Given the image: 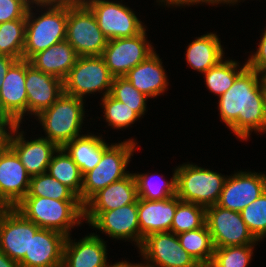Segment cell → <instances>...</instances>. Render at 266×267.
<instances>
[{
    "label": "cell",
    "instance_id": "7dc6e473",
    "mask_svg": "<svg viewBox=\"0 0 266 267\" xmlns=\"http://www.w3.org/2000/svg\"><path fill=\"white\" fill-rule=\"evenodd\" d=\"M114 267H134V264H131L130 262H127V261H121V262L115 263Z\"/></svg>",
    "mask_w": 266,
    "mask_h": 267
},
{
    "label": "cell",
    "instance_id": "4fadbf2b",
    "mask_svg": "<svg viewBox=\"0 0 266 267\" xmlns=\"http://www.w3.org/2000/svg\"><path fill=\"white\" fill-rule=\"evenodd\" d=\"M40 227L27 220L15 208L0 212V251L19 263L29 254L31 235Z\"/></svg>",
    "mask_w": 266,
    "mask_h": 267
},
{
    "label": "cell",
    "instance_id": "9c48e42d",
    "mask_svg": "<svg viewBox=\"0 0 266 267\" xmlns=\"http://www.w3.org/2000/svg\"><path fill=\"white\" fill-rule=\"evenodd\" d=\"M94 13L98 26L108 40L133 37L145 27L135 13L122 3L108 0H82Z\"/></svg>",
    "mask_w": 266,
    "mask_h": 267
},
{
    "label": "cell",
    "instance_id": "7a4b0ae2",
    "mask_svg": "<svg viewBox=\"0 0 266 267\" xmlns=\"http://www.w3.org/2000/svg\"><path fill=\"white\" fill-rule=\"evenodd\" d=\"M14 208L38 227L55 230L65 236H70L71 228L84 220V205L80 200L24 197Z\"/></svg>",
    "mask_w": 266,
    "mask_h": 267
},
{
    "label": "cell",
    "instance_id": "60d3db41",
    "mask_svg": "<svg viewBox=\"0 0 266 267\" xmlns=\"http://www.w3.org/2000/svg\"><path fill=\"white\" fill-rule=\"evenodd\" d=\"M157 2H162L164 3V5H168V6H185V5H194V4H199V3H208V4H221V3H226V0H158ZM166 3V4H165Z\"/></svg>",
    "mask_w": 266,
    "mask_h": 267
},
{
    "label": "cell",
    "instance_id": "7c38bea8",
    "mask_svg": "<svg viewBox=\"0 0 266 267\" xmlns=\"http://www.w3.org/2000/svg\"><path fill=\"white\" fill-rule=\"evenodd\" d=\"M146 39L145 28L136 36L107 41L101 56L114 77H123L154 52L153 46Z\"/></svg>",
    "mask_w": 266,
    "mask_h": 267
},
{
    "label": "cell",
    "instance_id": "1f68e13d",
    "mask_svg": "<svg viewBox=\"0 0 266 267\" xmlns=\"http://www.w3.org/2000/svg\"><path fill=\"white\" fill-rule=\"evenodd\" d=\"M25 197H44L56 200H79L66 185L53 178L48 172L32 176Z\"/></svg>",
    "mask_w": 266,
    "mask_h": 267
},
{
    "label": "cell",
    "instance_id": "816d5d0a",
    "mask_svg": "<svg viewBox=\"0 0 266 267\" xmlns=\"http://www.w3.org/2000/svg\"><path fill=\"white\" fill-rule=\"evenodd\" d=\"M199 267H212L211 265H200Z\"/></svg>",
    "mask_w": 266,
    "mask_h": 267
},
{
    "label": "cell",
    "instance_id": "52a82bcc",
    "mask_svg": "<svg viewBox=\"0 0 266 267\" xmlns=\"http://www.w3.org/2000/svg\"><path fill=\"white\" fill-rule=\"evenodd\" d=\"M66 41L80 56H101L108 39L83 1H68Z\"/></svg>",
    "mask_w": 266,
    "mask_h": 267
},
{
    "label": "cell",
    "instance_id": "ffe728a7",
    "mask_svg": "<svg viewBox=\"0 0 266 267\" xmlns=\"http://www.w3.org/2000/svg\"><path fill=\"white\" fill-rule=\"evenodd\" d=\"M65 240L61 232L40 228L31 235L29 254L18 263L19 267H62Z\"/></svg>",
    "mask_w": 266,
    "mask_h": 267
},
{
    "label": "cell",
    "instance_id": "83f0119b",
    "mask_svg": "<svg viewBox=\"0 0 266 267\" xmlns=\"http://www.w3.org/2000/svg\"><path fill=\"white\" fill-rule=\"evenodd\" d=\"M47 172L70 188L78 197L81 195L83 176L77 164L62 147L52 156Z\"/></svg>",
    "mask_w": 266,
    "mask_h": 267
},
{
    "label": "cell",
    "instance_id": "7402d4cb",
    "mask_svg": "<svg viewBox=\"0 0 266 267\" xmlns=\"http://www.w3.org/2000/svg\"><path fill=\"white\" fill-rule=\"evenodd\" d=\"M66 236L62 267H114L107 263L106 242L95 233L72 242Z\"/></svg>",
    "mask_w": 266,
    "mask_h": 267
},
{
    "label": "cell",
    "instance_id": "2e32d148",
    "mask_svg": "<svg viewBox=\"0 0 266 267\" xmlns=\"http://www.w3.org/2000/svg\"><path fill=\"white\" fill-rule=\"evenodd\" d=\"M18 129L20 124H14L9 131L7 145L16 153L31 177L47 172L51 158L59 147L43 136L26 141L24 132H18Z\"/></svg>",
    "mask_w": 266,
    "mask_h": 267
},
{
    "label": "cell",
    "instance_id": "74e56055",
    "mask_svg": "<svg viewBox=\"0 0 266 267\" xmlns=\"http://www.w3.org/2000/svg\"><path fill=\"white\" fill-rule=\"evenodd\" d=\"M240 213L248 230L257 241L266 237V190Z\"/></svg>",
    "mask_w": 266,
    "mask_h": 267
},
{
    "label": "cell",
    "instance_id": "ac0fdd59",
    "mask_svg": "<svg viewBox=\"0 0 266 267\" xmlns=\"http://www.w3.org/2000/svg\"><path fill=\"white\" fill-rule=\"evenodd\" d=\"M30 179L16 153L6 145L0 151V199L14 208L27 195Z\"/></svg>",
    "mask_w": 266,
    "mask_h": 267
},
{
    "label": "cell",
    "instance_id": "6da1fadb",
    "mask_svg": "<svg viewBox=\"0 0 266 267\" xmlns=\"http://www.w3.org/2000/svg\"><path fill=\"white\" fill-rule=\"evenodd\" d=\"M262 91L256 71L247 67L219 98L220 118L240 140L265 132Z\"/></svg>",
    "mask_w": 266,
    "mask_h": 267
},
{
    "label": "cell",
    "instance_id": "4dcf8cb0",
    "mask_svg": "<svg viewBox=\"0 0 266 267\" xmlns=\"http://www.w3.org/2000/svg\"><path fill=\"white\" fill-rule=\"evenodd\" d=\"M26 19L0 23V54L23 59Z\"/></svg>",
    "mask_w": 266,
    "mask_h": 267
},
{
    "label": "cell",
    "instance_id": "681fc988",
    "mask_svg": "<svg viewBox=\"0 0 266 267\" xmlns=\"http://www.w3.org/2000/svg\"><path fill=\"white\" fill-rule=\"evenodd\" d=\"M9 208L1 199H0V212Z\"/></svg>",
    "mask_w": 266,
    "mask_h": 267
},
{
    "label": "cell",
    "instance_id": "d6a6232c",
    "mask_svg": "<svg viewBox=\"0 0 266 267\" xmlns=\"http://www.w3.org/2000/svg\"><path fill=\"white\" fill-rule=\"evenodd\" d=\"M206 224V207L181 201L175 210L171 232L179 234L203 227Z\"/></svg>",
    "mask_w": 266,
    "mask_h": 267
},
{
    "label": "cell",
    "instance_id": "f1b7e54d",
    "mask_svg": "<svg viewBox=\"0 0 266 267\" xmlns=\"http://www.w3.org/2000/svg\"><path fill=\"white\" fill-rule=\"evenodd\" d=\"M177 237L183 249L199 265H210L214 254V246L207 224L196 230L179 233Z\"/></svg>",
    "mask_w": 266,
    "mask_h": 267
},
{
    "label": "cell",
    "instance_id": "d590c367",
    "mask_svg": "<svg viewBox=\"0 0 266 267\" xmlns=\"http://www.w3.org/2000/svg\"><path fill=\"white\" fill-rule=\"evenodd\" d=\"M102 107L104 108V116L108 126H111L115 129H121L128 127L139 120L140 116L125 103H122L110 94L102 97Z\"/></svg>",
    "mask_w": 266,
    "mask_h": 267
},
{
    "label": "cell",
    "instance_id": "cb8c5ba5",
    "mask_svg": "<svg viewBox=\"0 0 266 267\" xmlns=\"http://www.w3.org/2000/svg\"><path fill=\"white\" fill-rule=\"evenodd\" d=\"M161 60L156 51H154L123 77L147 97H156L164 93L168 86L167 76Z\"/></svg>",
    "mask_w": 266,
    "mask_h": 267
},
{
    "label": "cell",
    "instance_id": "836d02e7",
    "mask_svg": "<svg viewBox=\"0 0 266 267\" xmlns=\"http://www.w3.org/2000/svg\"><path fill=\"white\" fill-rule=\"evenodd\" d=\"M137 184V195L145 200H164L176 196V169L172 175L171 181H165L163 184L155 181L153 175L133 173ZM156 180V179H155ZM158 184H157V183Z\"/></svg>",
    "mask_w": 266,
    "mask_h": 267
},
{
    "label": "cell",
    "instance_id": "e575fe53",
    "mask_svg": "<svg viewBox=\"0 0 266 267\" xmlns=\"http://www.w3.org/2000/svg\"><path fill=\"white\" fill-rule=\"evenodd\" d=\"M110 95L132 108L140 117L145 114L148 97L138 91L125 77H114Z\"/></svg>",
    "mask_w": 266,
    "mask_h": 267
},
{
    "label": "cell",
    "instance_id": "44dd1931",
    "mask_svg": "<svg viewBox=\"0 0 266 267\" xmlns=\"http://www.w3.org/2000/svg\"><path fill=\"white\" fill-rule=\"evenodd\" d=\"M181 200L173 196L164 200L137 199L140 246L153 233L171 232V224Z\"/></svg>",
    "mask_w": 266,
    "mask_h": 267
},
{
    "label": "cell",
    "instance_id": "8d00e7d4",
    "mask_svg": "<svg viewBox=\"0 0 266 267\" xmlns=\"http://www.w3.org/2000/svg\"><path fill=\"white\" fill-rule=\"evenodd\" d=\"M255 245L214 248L212 267H247L252 259Z\"/></svg>",
    "mask_w": 266,
    "mask_h": 267
},
{
    "label": "cell",
    "instance_id": "5b68a950",
    "mask_svg": "<svg viewBox=\"0 0 266 267\" xmlns=\"http://www.w3.org/2000/svg\"><path fill=\"white\" fill-rule=\"evenodd\" d=\"M136 144L134 139H129L111 144L103 152L100 162L83 176L81 195L78 197L83 205L99 190L130 174L125 170L131 161Z\"/></svg>",
    "mask_w": 266,
    "mask_h": 267
},
{
    "label": "cell",
    "instance_id": "ee69618b",
    "mask_svg": "<svg viewBox=\"0 0 266 267\" xmlns=\"http://www.w3.org/2000/svg\"><path fill=\"white\" fill-rule=\"evenodd\" d=\"M0 267H19V264L0 251Z\"/></svg>",
    "mask_w": 266,
    "mask_h": 267
},
{
    "label": "cell",
    "instance_id": "bcb514c9",
    "mask_svg": "<svg viewBox=\"0 0 266 267\" xmlns=\"http://www.w3.org/2000/svg\"><path fill=\"white\" fill-rule=\"evenodd\" d=\"M29 5L59 4L67 0H25Z\"/></svg>",
    "mask_w": 266,
    "mask_h": 267
},
{
    "label": "cell",
    "instance_id": "f5cc1de1",
    "mask_svg": "<svg viewBox=\"0 0 266 267\" xmlns=\"http://www.w3.org/2000/svg\"><path fill=\"white\" fill-rule=\"evenodd\" d=\"M134 267H143V266H141V265L138 263V264H134Z\"/></svg>",
    "mask_w": 266,
    "mask_h": 267
},
{
    "label": "cell",
    "instance_id": "5bb4252c",
    "mask_svg": "<svg viewBox=\"0 0 266 267\" xmlns=\"http://www.w3.org/2000/svg\"><path fill=\"white\" fill-rule=\"evenodd\" d=\"M93 228L100 230L109 237L126 239L136 242L140 247V229L138 222L137 200L129 205L102 213H84Z\"/></svg>",
    "mask_w": 266,
    "mask_h": 267
},
{
    "label": "cell",
    "instance_id": "3957f363",
    "mask_svg": "<svg viewBox=\"0 0 266 267\" xmlns=\"http://www.w3.org/2000/svg\"><path fill=\"white\" fill-rule=\"evenodd\" d=\"M38 6L42 9L46 7L48 10L46 9L45 13L36 17L32 8ZM36 7L29 5L26 13L23 59L28 61L35 54L66 40L68 1Z\"/></svg>",
    "mask_w": 266,
    "mask_h": 267
},
{
    "label": "cell",
    "instance_id": "f6af8a7d",
    "mask_svg": "<svg viewBox=\"0 0 266 267\" xmlns=\"http://www.w3.org/2000/svg\"><path fill=\"white\" fill-rule=\"evenodd\" d=\"M256 73L258 76L260 87L262 88V90H266V67L259 68Z\"/></svg>",
    "mask_w": 266,
    "mask_h": 267
},
{
    "label": "cell",
    "instance_id": "c3c4849f",
    "mask_svg": "<svg viewBox=\"0 0 266 267\" xmlns=\"http://www.w3.org/2000/svg\"><path fill=\"white\" fill-rule=\"evenodd\" d=\"M263 97V107H264V116H265V131H266V90L262 91Z\"/></svg>",
    "mask_w": 266,
    "mask_h": 267
},
{
    "label": "cell",
    "instance_id": "484cf974",
    "mask_svg": "<svg viewBox=\"0 0 266 267\" xmlns=\"http://www.w3.org/2000/svg\"><path fill=\"white\" fill-rule=\"evenodd\" d=\"M101 137L82 134L62 147L77 164L82 176L100 162L103 152L110 146Z\"/></svg>",
    "mask_w": 266,
    "mask_h": 267
},
{
    "label": "cell",
    "instance_id": "b9f144b4",
    "mask_svg": "<svg viewBox=\"0 0 266 267\" xmlns=\"http://www.w3.org/2000/svg\"><path fill=\"white\" fill-rule=\"evenodd\" d=\"M13 125L14 124L9 119L0 118V151L7 145L9 136V132L7 131H10Z\"/></svg>",
    "mask_w": 266,
    "mask_h": 267
},
{
    "label": "cell",
    "instance_id": "8fae6325",
    "mask_svg": "<svg viewBox=\"0 0 266 267\" xmlns=\"http://www.w3.org/2000/svg\"><path fill=\"white\" fill-rule=\"evenodd\" d=\"M206 224L214 248L255 245L258 242L238 211L224 209L218 205L206 207Z\"/></svg>",
    "mask_w": 266,
    "mask_h": 267
},
{
    "label": "cell",
    "instance_id": "f546056e",
    "mask_svg": "<svg viewBox=\"0 0 266 267\" xmlns=\"http://www.w3.org/2000/svg\"><path fill=\"white\" fill-rule=\"evenodd\" d=\"M238 64L237 61H224L222 59L218 64L211 67L204 73L207 88L219 97L223 95L233 85L236 78L247 68V62L241 68Z\"/></svg>",
    "mask_w": 266,
    "mask_h": 267
},
{
    "label": "cell",
    "instance_id": "d4e9b609",
    "mask_svg": "<svg viewBox=\"0 0 266 267\" xmlns=\"http://www.w3.org/2000/svg\"><path fill=\"white\" fill-rule=\"evenodd\" d=\"M78 57L71 44L64 40L35 54L29 62L35 69L64 80Z\"/></svg>",
    "mask_w": 266,
    "mask_h": 267
},
{
    "label": "cell",
    "instance_id": "7bdbcfd3",
    "mask_svg": "<svg viewBox=\"0 0 266 267\" xmlns=\"http://www.w3.org/2000/svg\"><path fill=\"white\" fill-rule=\"evenodd\" d=\"M17 61V59H14L7 55L0 54V89L2 86V83L4 81V77L6 76L9 68Z\"/></svg>",
    "mask_w": 266,
    "mask_h": 267
},
{
    "label": "cell",
    "instance_id": "e0dca14e",
    "mask_svg": "<svg viewBox=\"0 0 266 267\" xmlns=\"http://www.w3.org/2000/svg\"><path fill=\"white\" fill-rule=\"evenodd\" d=\"M25 88L27 92V114L37 116L49 108L63 93V80L35 69L25 60Z\"/></svg>",
    "mask_w": 266,
    "mask_h": 267
},
{
    "label": "cell",
    "instance_id": "277c9868",
    "mask_svg": "<svg viewBox=\"0 0 266 267\" xmlns=\"http://www.w3.org/2000/svg\"><path fill=\"white\" fill-rule=\"evenodd\" d=\"M84 99L63 93L36 117L45 130V138L59 148L80 135L84 118Z\"/></svg>",
    "mask_w": 266,
    "mask_h": 267
},
{
    "label": "cell",
    "instance_id": "4316f807",
    "mask_svg": "<svg viewBox=\"0 0 266 267\" xmlns=\"http://www.w3.org/2000/svg\"><path fill=\"white\" fill-rule=\"evenodd\" d=\"M216 33H208L192 41L186 50V61L192 69L205 73L218 64L224 56Z\"/></svg>",
    "mask_w": 266,
    "mask_h": 267
},
{
    "label": "cell",
    "instance_id": "8992f818",
    "mask_svg": "<svg viewBox=\"0 0 266 267\" xmlns=\"http://www.w3.org/2000/svg\"><path fill=\"white\" fill-rule=\"evenodd\" d=\"M227 177L194 164L176 168V196L204 207L216 205Z\"/></svg>",
    "mask_w": 266,
    "mask_h": 267
},
{
    "label": "cell",
    "instance_id": "30bf717a",
    "mask_svg": "<svg viewBox=\"0 0 266 267\" xmlns=\"http://www.w3.org/2000/svg\"><path fill=\"white\" fill-rule=\"evenodd\" d=\"M139 252L146 264L143 267H199L195 259L183 249L173 232L153 233L143 239Z\"/></svg>",
    "mask_w": 266,
    "mask_h": 267
},
{
    "label": "cell",
    "instance_id": "9a60e30c",
    "mask_svg": "<svg viewBox=\"0 0 266 267\" xmlns=\"http://www.w3.org/2000/svg\"><path fill=\"white\" fill-rule=\"evenodd\" d=\"M265 190L266 175L264 173L240 171L233 176H227L216 205L240 212Z\"/></svg>",
    "mask_w": 266,
    "mask_h": 267
},
{
    "label": "cell",
    "instance_id": "f35d334b",
    "mask_svg": "<svg viewBox=\"0 0 266 267\" xmlns=\"http://www.w3.org/2000/svg\"><path fill=\"white\" fill-rule=\"evenodd\" d=\"M28 7L25 0H0V23L26 19Z\"/></svg>",
    "mask_w": 266,
    "mask_h": 267
},
{
    "label": "cell",
    "instance_id": "603a6c76",
    "mask_svg": "<svg viewBox=\"0 0 266 267\" xmlns=\"http://www.w3.org/2000/svg\"><path fill=\"white\" fill-rule=\"evenodd\" d=\"M138 199L134 174L95 193L85 204L84 213H102L134 203Z\"/></svg>",
    "mask_w": 266,
    "mask_h": 267
},
{
    "label": "cell",
    "instance_id": "ab89813d",
    "mask_svg": "<svg viewBox=\"0 0 266 267\" xmlns=\"http://www.w3.org/2000/svg\"><path fill=\"white\" fill-rule=\"evenodd\" d=\"M247 67L254 71L266 67V30L262 35L257 51L253 55H250L247 61Z\"/></svg>",
    "mask_w": 266,
    "mask_h": 267
},
{
    "label": "cell",
    "instance_id": "d6986e66",
    "mask_svg": "<svg viewBox=\"0 0 266 267\" xmlns=\"http://www.w3.org/2000/svg\"><path fill=\"white\" fill-rule=\"evenodd\" d=\"M27 113L25 60H17L8 70L0 89V114L20 124Z\"/></svg>",
    "mask_w": 266,
    "mask_h": 267
},
{
    "label": "cell",
    "instance_id": "f907efd6",
    "mask_svg": "<svg viewBox=\"0 0 266 267\" xmlns=\"http://www.w3.org/2000/svg\"><path fill=\"white\" fill-rule=\"evenodd\" d=\"M236 2H238V0H226V4H236Z\"/></svg>",
    "mask_w": 266,
    "mask_h": 267
},
{
    "label": "cell",
    "instance_id": "ba28073f",
    "mask_svg": "<svg viewBox=\"0 0 266 267\" xmlns=\"http://www.w3.org/2000/svg\"><path fill=\"white\" fill-rule=\"evenodd\" d=\"M113 79L102 56H80L63 80L64 93L83 99L105 90L104 97L110 94Z\"/></svg>",
    "mask_w": 266,
    "mask_h": 267
}]
</instances>
